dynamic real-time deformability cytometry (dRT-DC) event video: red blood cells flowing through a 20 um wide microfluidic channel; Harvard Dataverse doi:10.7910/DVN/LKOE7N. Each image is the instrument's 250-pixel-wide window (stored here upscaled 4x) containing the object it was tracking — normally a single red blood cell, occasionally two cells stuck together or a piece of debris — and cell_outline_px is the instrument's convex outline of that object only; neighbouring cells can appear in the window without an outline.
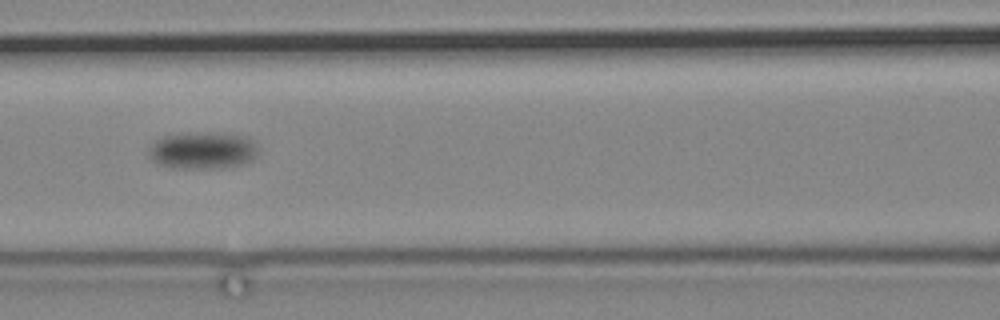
{"species": "common noctule bat (a hibernating species)", "species_latin": "Nyctalus noctula", "temperature_condition": "cold", "stored_images_in_passage": 6, "camera_frame_rate_fps": 3000, "um_per_image_px": 0.085, "animal": {"sex": "male", "body_mass_g": 19.2, "forearm_length_mm": 51.8}, "frame": {"image": 1, "passage_image": 5, "time_ms": 4.667, "image_size_px": [1000, 320], "cell_outline_px": [[256, 156], [252, 160], [240, 164], [212, 168], [184, 168], [160, 164], [152, 160], [148, 156], [148, 144], [164, 136], [204, 132], [216, 132], [248, 136], [252, 140], [256, 148]], "centroid_in_image_um": [17.2, 12.76], "position_along_channel_um": 149.4, "area_um2": 23.41}}